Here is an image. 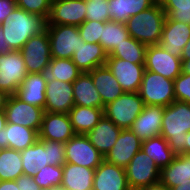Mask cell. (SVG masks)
<instances>
[{"mask_svg": "<svg viewBox=\"0 0 190 190\" xmlns=\"http://www.w3.org/2000/svg\"><path fill=\"white\" fill-rule=\"evenodd\" d=\"M46 24L47 20L44 17L16 6L0 27L3 30L4 41L8 43L10 49L20 51L32 36L46 29Z\"/></svg>", "mask_w": 190, "mask_h": 190, "instance_id": "1", "label": "cell"}, {"mask_svg": "<svg viewBox=\"0 0 190 190\" xmlns=\"http://www.w3.org/2000/svg\"><path fill=\"white\" fill-rule=\"evenodd\" d=\"M190 131V104L173 101L164 108L162 116L163 136L176 155H184L186 133Z\"/></svg>", "mask_w": 190, "mask_h": 190, "instance_id": "2", "label": "cell"}, {"mask_svg": "<svg viewBox=\"0 0 190 190\" xmlns=\"http://www.w3.org/2000/svg\"><path fill=\"white\" fill-rule=\"evenodd\" d=\"M166 14L159 1L146 10L131 16L126 22L129 35L148 45H159Z\"/></svg>", "mask_w": 190, "mask_h": 190, "instance_id": "3", "label": "cell"}, {"mask_svg": "<svg viewBox=\"0 0 190 190\" xmlns=\"http://www.w3.org/2000/svg\"><path fill=\"white\" fill-rule=\"evenodd\" d=\"M138 93L144 105L166 107L175 101L174 80L145 70Z\"/></svg>", "mask_w": 190, "mask_h": 190, "instance_id": "4", "label": "cell"}, {"mask_svg": "<svg viewBox=\"0 0 190 190\" xmlns=\"http://www.w3.org/2000/svg\"><path fill=\"white\" fill-rule=\"evenodd\" d=\"M144 102L138 92H124L104 108V115L120 129H130L134 120L143 111Z\"/></svg>", "mask_w": 190, "mask_h": 190, "instance_id": "5", "label": "cell"}, {"mask_svg": "<svg viewBox=\"0 0 190 190\" xmlns=\"http://www.w3.org/2000/svg\"><path fill=\"white\" fill-rule=\"evenodd\" d=\"M50 42L51 58L71 59L81 41L77 26L46 24Z\"/></svg>", "mask_w": 190, "mask_h": 190, "instance_id": "6", "label": "cell"}, {"mask_svg": "<svg viewBox=\"0 0 190 190\" xmlns=\"http://www.w3.org/2000/svg\"><path fill=\"white\" fill-rule=\"evenodd\" d=\"M130 190H138L160 181L161 169L142 149L125 168Z\"/></svg>", "mask_w": 190, "mask_h": 190, "instance_id": "7", "label": "cell"}, {"mask_svg": "<svg viewBox=\"0 0 190 190\" xmlns=\"http://www.w3.org/2000/svg\"><path fill=\"white\" fill-rule=\"evenodd\" d=\"M20 51L28 73H45L51 61L47 29L32 36Z\"/></svg>", "mask_w": 190, "mask_h": 190, "instance_id": "8", "label": "cell"}, {"mask_svg": "<svg viewBox=\"0 0 190 190\" xmlns=\"http://www.w3.org/2000/svg\"><path fill=\"white\" fill-rule=\"evenodd\" d=\"M28 72L21 51L12 50L0 55V89L16 94Z\"/></svg>", "mask_w": 190, "mask_h": 190, "instance_id": "9", "label": "cell"}, {"mask_svg": "<svg viewBox=\"0 0 190 190\" xmlns=\"http://www.w3.org/2000/svg\"><path fill=\"white\" fill-rule=\"evenodd\" d=\"M66 163L96 169L104 156L91 144L85 134H76L65 143Z\"/></svg>", "mask_w": 190, "mask_h": 190, "instance_id": "10", "label": "cell"}, {"mask_svg": "<svg viewBox=\"0 0 190 190\" xmlns=\"http://www.w3.org/2000/svg\"><path fill=\"white\" fill-rule=\"evenodd\" d=\"M4 111L7 123H14L32 128L39 133L44 114L43 108L24 102L13 94L9 96Z\"/></svg>", "mask_w": 190, "mask_h": 190, "instance_id": "11", "label": "cell"}, {"mask_svg": "<svg viewBox=\"0 0 190 190\" xmlns=\"http://www.w3.org/2000/svg\"><path fill=\"white\" fill-rule=\"evenodd\" d=\"M182 60L172 56L160 45H148L145 54V70L152 71L174 80L182 73Z\"/></svg>", "mask_w": 190, "mask_h": 190, "instance_id": "12", "label": "cell"}, {"mask_svg": "<svg viewBox=\"0 0 190 190\" xmlns=\"http://www.w3.org/2000/svg\"><path fill=\"white\" fill-rule=\"evenodd\" d=\"M86 19V0H52L47 24L79 26Z\"/></svg>", "mask_w": 190, "mask_h": 190, "instance_id": "13", "label": "cell"}, {"mask_svg": "<svg viewBox=\"0 0 190 190\" xmlns=\"http://www.w3.org/2000/svg\"><path fill=\"white\" fill-rule=\"evenodd\" d=\"M125 92H138L145 71L144 64H135L115 57H107L106 64Z\"/></svg>", "mask_w": 190, "mask_h": 190, "instance_id": "14", "label": "cell"}, {"mask_svg": "<svg viewBox=\"0 0 190 190\" xmlns=\"http://www.w3.org/2000/svg\"><path fill=\"white\" fill-rule=\"evenodd\" d=\"M44 112L66 113L74 106L73 85L65 81L48 79Z\"/></svg>", "mask_w": 190, "mask_h": 190, "instance_id": "15", "label": "cell"}, {"mask_svg": "<svg viewBox=\"0 0 190 190\" xmlns=\"http://www.w3.org/2000/svg\"><path fill=\"white\" fill-rule=\"evenodd\" d=\"M75 135L68 114L44 112L39 139L66 143Z\"/></svg>", "mask_w": 190, "mask_h": 190, "instance_id": "16", "label": "cell"}, {"mask_svg": "<svg viewBox=\"0 0 190 190\" xmlns=\"http://www.w3.org/2000/svg\"><path fill=\"white\" fill-rule=\"evenodd\" d=\"M142 141L130 130H121L114 146L104 157L110 164L126 168L133 156L141 150Z\"/></svg>", "mask_w": 190, "mask_h": 190, "instance_id": "17", "label": "cell"}, {"mask_svg": "<svg viewBox=\"0 0 190 190\" xmlns=\"http://www.w3.org/2000/svg\"><path fill=\"white\" fill-rule=\"evenodd\" d=\"M164 106L145 105L130 130L141 140L161 135Z\"/></svg>", "mask_w": 190, "mask_h": 190, "instance_id": "18", "label": "cell"}, {"mask_svg": "<svg viewBox=\"0 0 190 190\" xmlns=\"http://www.w3.org/2000/svg\"><path fill=\"white\" fill-rule=\"evenodd\" d=\"M190 39V25L171 20L166 16L159 45L172 56L180 57Z\"/></svg>", "mask_w": 190, "mask_h": 190, "instance_id": "19", "label": "cell"}, {"mask_svg": "<svg viewBox=\"0 0 190 190\" xmlns=\"http://www.w3.org/2000/svg\"><path fill=\"white\" fill-rule=\"evenodd\" d=\"M93 190H130L125 168L104 160L95 169Z\"/></svg>", "mask_w": 190, "mask_h": 190, "instance_id": "20", "label": "cell"}, {"mask_svg": "<svg viewBox=\"0 0 190 190\" xmlns=\"http://www.w3.org/2000/svg\"><path fill=\"white\" fill-rule=\"evenodd\" d=\"M39 139V133L19 124L7 123L0 130V149L10 148L17 151L25 150Z\"/></svg>", "mask_w": 190, "mask_h": 190, "instance_id": "21", "label": "cell"}, {"mask_svg": "<svg viewBox=\"0 0 190 190\" xmlns=\"http://www.w3.org/2000/svg\"><path fill=\"white\" fill-rule=\"evenodd\" d=\"M47 80L46 73H28L15 95L24 102L44 109Z\"/></svg>", "mask_w": 190, "mask_h": 190, "instance_id": "22", "label": "cell"}, {"mask_svg": "<svg viewBox=\"0 0 190 190\" xmlns=\"http://www.w3.org/2000/svg\"><path fill=\"white\" fill-rule=\"evenodd\" d=\"M121 130L114 122L103 115L98 124L85 135L91 144L105 157L116 143Z\"/></svg>", "mask_w": 190, "mask_h": 190, "instance_id": "23", "label": "cell"}, {"mask_svg": "<svg viewBox=\"0 0 190 190\" xmlns=\"http://www.w3.org/2000/svg\"><path fill=\"white\" fill-rule=\"evenodd\" d=\"M107 56L100 43L81 41L80 47L74 51L71 59L82 72H90L97 67L104 66Z\"/></svg>", "mask_w": 190, "mask_h": 190, "instance_id": "24", "label": "cell"}, {"mask_svg": "<svg viewBox=\"0 0 190 190\" xmlns=\"http://www.w3.org/2000/svg\"><path fill=\"white\" fill-rule=\"evenodd\" d=\"M88 73L105 106L125 92L106 65L97 67Z\"/></svg>", "mask_w": 190, "mask_h": 190, "instance_id": "25", "label": "cell"}, {"mask_svg": "<svg viewBox=\"0 0 190 190\" xmlns=\"http://www.w3.org/2000/svg\"><path fill=\"white\" fill-rule=\"evenodd\" d=\"M61 186L65 190H93L95 169L65 163Z\"/></svg>", "mask_w": 190, "mask_h": 190, "instance_id": "26", "label": "cell"}, {"mask_svg": "<svg viewBox=\"0 0 190 190\" xmlns=\"http://www.w3.org/2000/svg\"><path fill=\"white\" fill-rule=\"evenodd\" d=\"M72 85L74 105L105 108L100 94L94 86L92 77L88 72H82L81 75L72 83Z\"/></svg>", "mask_w": 190, "mask_h": 190, "instance_id": "27", "label": "cell"}, {"mask_svg": "<svg viewBox=\"0 0 190 190\" xmlns=\"http://www.w3.org/2000/svg\"><path fill=\"white\" fill-rule=\"evenodd\" d=\"M72 127L76 134L91 131L104 115V108L74 105L68 112Z\"/></svg>", "mask_w": 190, "mask_h": 190, "instance_id": "28", "label": "cell"}, {"mask_svg": "<svg viewBox=\"0 0 190 190\" xmlns=\"http://www.w3.org/2000/svg\"><path fill=\"white\" fill-rule=\"evenodd\" d=\"M160 181L170 190L179 183L190 181V157L176 155L171 163L161 169Z\"/></svg>", "mask_w": 190, "mask_h": 190, "instance_id": "29", "label": "cell"}, {"mask_svg": "<svg viewBox=\"0 0 190 190\" xmlns=\"http://www.w3.org/2000/svg\"><path fill=\"white\" fill-rule=\"evenodd\" d=\"M158 0H109L111 21L125 23L131 16L148 9Z\"/></svg>", "mask_w": 190, "mask_h": 190, "instance_id": "30", "label": "cell"}, {"mask_svg": "<svg viewBox=\"0 0 190 190\" xmlns=\"http://www.w3.org/2000/svg\"><path fill=\"white\" fill-rule=\"evenodd\" d=\"M23 175L35 176L38 169L49 165L44 140L38 139L32 146L20 151Z\"/></svg>", "mask_w": 190, "mask_h": 190, "instance_id": "31", "label": "cell"}, {"mask_svg": "<svg viewBox=\"0 0 190 190\" xmlns=\"http://www.w3.org/2000/svg\"><path fill=\"white\" fill-rule=\"evenodd\" d=\"M141 149L160 169L171 163L176 156L169 147L167 140L161 135L142 141Z\"/></svg>", "mask_w": 190, "mask_h": 190, "instance_id": "32", "label": "cell"}, {"mask_svg": "<svg viewBox=\"0 0 190 190\" xmlns=\"http://www.w3.org/2000/svg\"><path fill=\"white\" fill-rule=\"evenodd\" d=\"M129 37L125 23L110 20L104 22L99 43L107 55H109L117 46L124 42V39Z\"/></svg>", "mask_w": 190, "mask_h": 190, "instance_id": "33", "label": "cell"}, {"mask_svg": "<svg viewBox=\"0 0 190 190\" xmlns=\"http://www.w3.org/2000/svg\"><path fill=\"white\" fill-rule=\"evenodd\" d=\"M47 79H56L73 83L82 71L73 63L72 59L51 58L46 70Z\"/></svg>", "mask_w": 190, "mask_h": 190, "instance_id": "34", "label": "cell"}, {"mask_svg": "<svg viewBox=\"0 0 190 190\" xmlns=\"http://www.w3.org/2000/svg\"><path fill=\"white\" fill-rule=\"evenodd\" d=\"M23 175L21 153L15 149H0V181L16 180Z\"/></svg>", "mask_w": 190, "mask_h": 190, "instance_id": "35", "label": "cell"}, {"mask_svg": "<svg viewBox=\"0 0 190 190\" xmlns=\"http://www.w3.org/2000/svg\"><path fill=\"white\" fill-rule=\"evenodd\" d=\"M147 45L133 37L124 39V42L117 46L107 57H115L135 64L145 63Z\"/></svg>", "mask_w": 190, "mask_h": 190, "instance_id": "36", "label": "cell"}, {"mask_svg": "<svg viewBox=\"0 0 190 190\" xmlns=\"http://www.w3.org/2000/svg\"><path fill=\"white\" fill-rule=\"evenodd\" d=\"M171 20L190 25V0H158Z\"/></svg>", "mask_w": 190, "mask_h": 190, "instance_id": "37", "label": "cell"}, {"mask_svg": "<svg viewBox=\"0 0 190 190\" xmlns=\"http://www.w3.org/2000/svg\"><path fill=\"white\" fill-rule=\"evenodd\" d=\"M62 166L47 165L38 169L33 180L43 189L51 186H61Z\"/></svg>", "mask_w": 190, "mask_h": 190, "instance_id": "38", "label": "cell"}, {"mask_svg": "<svg viewBox=\"0 0 190 190\" xmlns=\"http://www.w3.org/2000/svg\"><path fill=\"white\" fill-rule=\"evenodd\" d=\"M89 21H110L108 1L86 0V19Z\"/></svg>", "mask_w": 190, "mask_h": 190, "instance_id": "39", "label": "cell"}, {"mask_svg": "<svg viewBox=\"0 0 190 190\" xmlns=\"http://www.w3.org/2000/svg\"><path fill=\"white\" fill-rule=\"evenodd\" d=\"M52 0H16L17 7L23 10L44 17H49Z\"/></svg>", "mask_w": 190, "mask_h": 190, "instance_id": "40", "label": "cell"}, {"mask_svg": "<svg viewBox=\"0 0 190 190\" xmlns=\"http://www.w3.org/2000/svg\"><path fill=\"white\" fill-rule=\"evenodd\" d=\"M103 27L104 22L85 20L78 30L84 42L99 43Z\"/></svg>", "mask_w": 190, "mask_h": 190, "instance_id": "41", "label": "cell"}, {"mask_svg": "<svg viewBox=\"0 0 190 190\" xmlns=\"http://www.w3.org/2000/svg\"><path fill=\"white\" fill-rule=\"evenodd\" d=\"M44 149L47 150L49 165L63 166L66 163L65 143L44 140Z\"/></svg>", "mask_w": 190, "mask_h": 190, "instance_id": "42", "label": "cell"}, {"mask_svg": "<svg viewBox=\"0 0 190 190\" xmlns=\"http://www.w3.org/2000/svg\"><path fill=\"white\" fill-rule=\"evenodd\" d=\"M175 101L190 104V75L181 73L174 79Z\"/></svg>", "mask_w": 190, "mask_h": 190, "instance_id": "43", "label": "cell"}, {"mask_svg": "<svg viewBox=\"0 0 190 190\" xmlns=\"http://www.w3.org/2000/svg\"><path fill=\"white\" fill-rule=\"evenodd\" d=\"M19 190H42V188L29 175H21L16 180Z\"/></svg>", "mask_w": 190, "mask_h": 190, "instance_id": "44", "label": "cell"}, {"mask_svg": "<svg viewBox=\"0 0 190 190\" xmlns=\"http://www.w3.org/2000/svg\"><path fill=\"white\" fill-rule=\"evenodd\" d=\"M16 6V0H0V24L5 21Z\"/></svg>", "mask_w": 190, "mask_h": 190, "instance_id": "45", "label": "cell"}, {"mask_svg": "<svg viewBox=\"0 0 190 190\" xmlns=\"http://www.w3.org/2000/svg\"><path fill=\"white\" fill-rule=\"evenodd\" d=\"M0 190H19L15 180L0 181Z\"/></svg>", "mask_w": 190, "mask_h": 190, "instance_id": "46", "label": "cell"}, {"mask_svg": "<svg viewBox=\"0 0 190 190\" xmlns=\"http://www.w3.org/2000/svg\"><path fill=\"white\" fill-rule=\"evenodd\" d=\"M4 40L5 38H4L3 30L0 27V55L12 51L10 47L8 46V43L5 42Z\"/></svg>", "mask_w": 190, "mask_h": 190, "instance_id": "47", "label": "cell"}, {"mask_svg": "<svg viewBox=\"0 0 190 190\" xmlns=\"http://www.w3.org/2000/svg\"><path fill=\"white\" fill-rule=\"evenodd\" d=\"M138 190H170V189L167 186H165L161 181H159L157 183L150 184Z\"/></svg>", "mask_w": 190, "mask_h": 190, "instance_id": "48", "label": "cell"}, {"mask_svg": "<svg viewBox=\"0 0 190 190\" xmlns=\"http://www.w3.org/2000/svg\"><path fill=\"white\" fill-rule=\"evenodd\" d=\"M9 96L10 95L6 91L0 89V111L5 110Z\"/></svg>", "mask_w": 190, "mask_h": 190, "instance_id": "49", "label": "cell"}, {"mask_svg": "<svg viewBox=\"0 0 190 190\" xmlns=\"http://www.w3.org/2000/svg\"><path fill=\"white\" fill-rule=\"evenodd\" d=\"M190 59V39L186 43V45L183 48V52L181 55V60H188Z\"/></svg>", "mask_w": 190, "mask_h": 190, "instance_id": "50", "label": "cell"}, {"mask_svg": "<svg viewBox=\"0 0 190 190\" xmlns=\"http://www.w3.org/2000/svg\"><path fill=\"white\" fill-rule=\"evenodd\" d=\"M184 143V155H190V131L186 133Z\"/></svg>", "mask_w": 190, "mask_h": 190, "instance_id": "51", "label": "cell"}, {"mask_svg": "<svg viewBox=\"0 0 190 190\" xmlns=\"http://www.w3.org/2000/svg\"><path fill=\"white\" fill-rule=\"evenodd\" d=\"M181 70L182 73L190 75V59L182 60Z\"/></svg>", "mask_w": 190, "mask_h": 190, "instance_id": "52", "label": "cell"}, {"mask_svg": "<svg viewBox=\"0 0 190 190\" xmlns=\"http://www.w3.org/2000/svg\"><path fill=\"white\" fill-rule=\"evenodd\" d=\"M171 190H190V181L179 183V185L173 187Z\"/></svg>", "mask_w": 190, "mask_h": 190, "instance_id": "53", "label": "cell"}, {"mask_svg": "<svg viewBox=\"0 0 190 190\" xmlns=\"http://www.w3.org/2000/svg\"><path fill=\"white\" fill-rule=\"evenodd\" d=\"M7 124L5 111H0V130L4 129Z\"/></svg>", "mask_w": 190, "mask_h": 190, "instance_id": "54", "label": "cell"}, {"mask_svg": "<svg viewBox=\"0 0 190 190\" xmlns=\"http://www.w3.org/2000/svg\"><path fill=\"white\" fill-rule=\"evenodd\" d=\"M42 190H65L62 186H51L48 188H43Z\"/></svg>", "mask_w": 190, "mask_h": 190, "instance_id": "55", "label": "cell"}]
</instances>
